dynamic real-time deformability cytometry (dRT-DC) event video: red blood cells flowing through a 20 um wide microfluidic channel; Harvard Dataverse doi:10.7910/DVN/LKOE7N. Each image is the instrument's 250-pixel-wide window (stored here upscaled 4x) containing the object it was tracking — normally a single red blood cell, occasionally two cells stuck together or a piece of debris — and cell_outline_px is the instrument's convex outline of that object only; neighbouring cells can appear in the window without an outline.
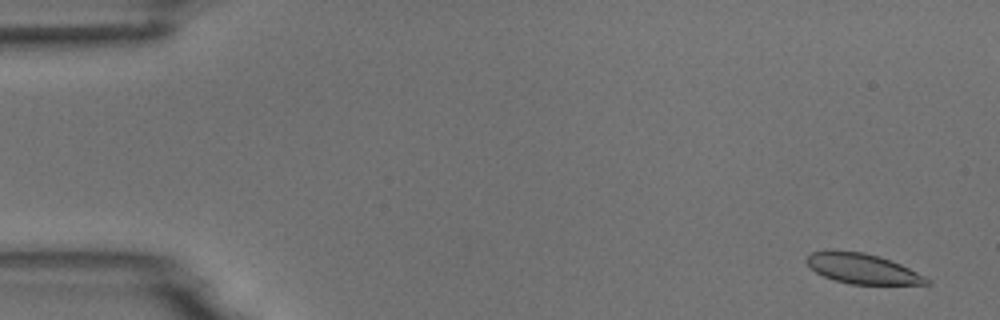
{"species": "common noctule bat (a hibernating species)", "species_latin": "Nyctalus noctula", "temperature_condition": "room temperature", "stored_images_in_passage": 5, "camera_frame_rate_fps": 3000, "um_per_image_px": 0.085, "animal": {"sex": "male", "body_mass_g": 18.8}, "frame": {"image": 1, "passage_image": 1, "time_ms": 0.0, "image_size_px": [1000, 320], "cell_outline_px": [[932, 284], [848, 284], [824, 276], [816, 272], [804, 260], [812, 252], [864, 252], [880, 256], [900, 264], [932, 280]], "centroid_in_image_um": [73.36, 22.86], "position_along_channel_um": 11.6, "area_um2": 20.52}}
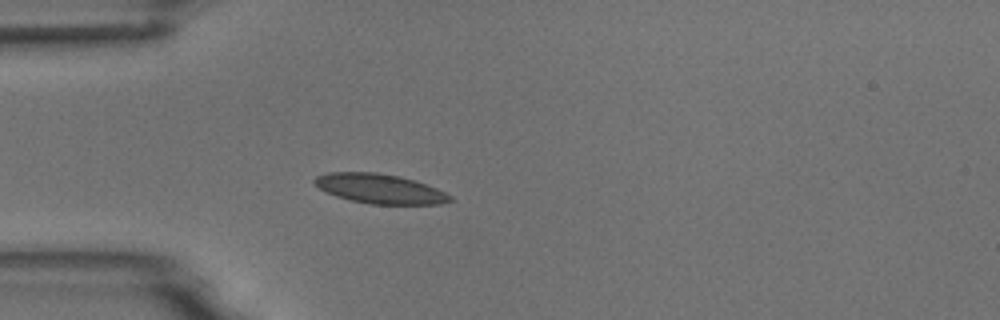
{"frame": {"image": 2, "passage_image": 5, "time_ms": 4.333, "image_size_px": [1000, 320], "cell_outline_px": [[452, 200], [440, 204], [372, 204], [352, 200], [336, 196], [320, 188], [312, 180], [316, 176], [328, 172], [376, 172], [400, 176], [436, 188], [452, 196]], "centroid_in_image_um": [32.27, 16.03], "position_along_channel_um": 52.7, "area_um2": 23.06}}